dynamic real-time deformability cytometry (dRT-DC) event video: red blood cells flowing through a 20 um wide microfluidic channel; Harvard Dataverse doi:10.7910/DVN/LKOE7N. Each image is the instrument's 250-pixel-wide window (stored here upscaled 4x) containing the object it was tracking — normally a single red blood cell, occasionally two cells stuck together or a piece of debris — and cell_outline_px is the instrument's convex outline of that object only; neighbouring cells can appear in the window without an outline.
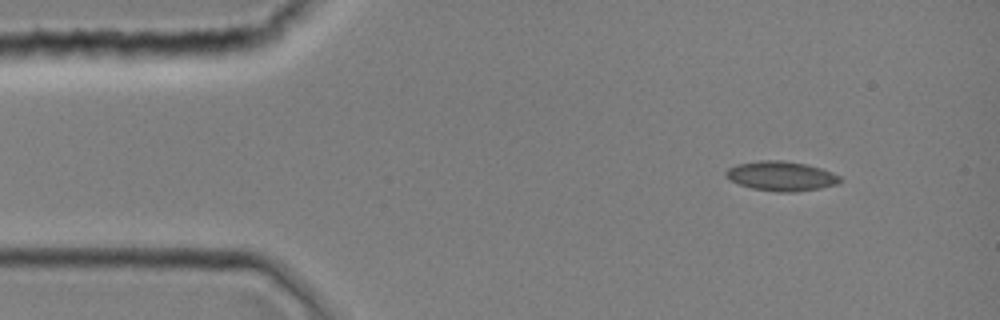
{"species": "common noctule bat (a hibernating species)", "species_latin": "Nyctalus noctula", "temperature_condition": "room temperature", "stored_images_in_passage": 1, "camera_frame_rate_fps": 3000, "um_per_image_px": 0.085, "animal": {"sex": "female", "body_mass_g": 19.0, "forearm_length_mm": 51.5}, "frame": {"image": 1, "passage_image": 1, "time_ms": 0.0, "image_size_px": [1000, 320], "cell_outline_px": [[844, 180], [840, 184], [820, 188], [796, 192], [776, 192], [752, 188], [740, 184], [724, 176], [724, 172], [728, 168], [736, 164], [760, 160], [784, 160], [804, 164], [820, 168], [832, 172], [840, 176]], "centroid_in_image_um": [66.43, 14.97], "position_along_channel_um": 18.6, "area_um2": 19.83}}